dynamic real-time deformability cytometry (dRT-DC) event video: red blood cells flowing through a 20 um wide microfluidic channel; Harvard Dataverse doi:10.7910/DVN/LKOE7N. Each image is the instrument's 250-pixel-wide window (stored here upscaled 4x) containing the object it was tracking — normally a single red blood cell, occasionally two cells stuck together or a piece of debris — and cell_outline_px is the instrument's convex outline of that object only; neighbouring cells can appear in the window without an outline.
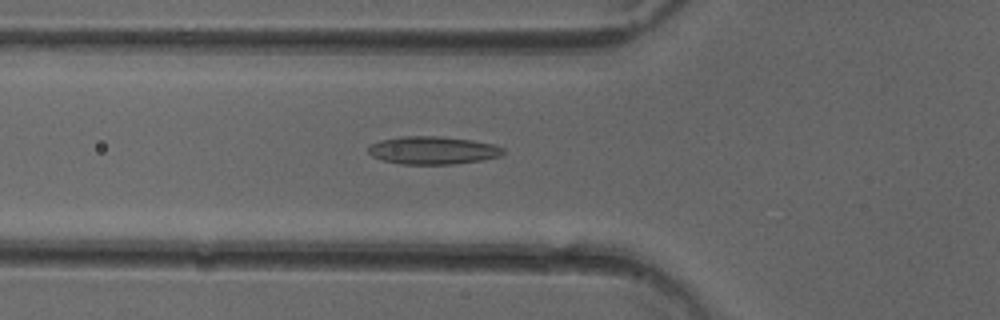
{"species": "common noctule bat (a hibernating species)", "species_latin": "Nyctalus noctula", "temperature_condition": "cold", "stored_images_in_passage": 45, "camera_frame_rate_fps": 3000, "um_per_image_px": 0.085, "animal": {"sex": "female"}, "frame": {"image": 1, "passage_image": 12, "time_ms": 3.667, "image_size_px": [1000, 320], "cell_outline_px": [[504, 152], [500, 156], [484, 160], [456, 164], [400, 164], [380, 160], [372, 156], [368, 152], [368, 148], [372, 144], [380, 140], [404, 136], [440, 136], [472, 140], [496, 144], [504, 148]], "centroid_in_image_um": [36.82, 12.78], "position_along_channel_um": 89.0, "area_um2": 22.14}}
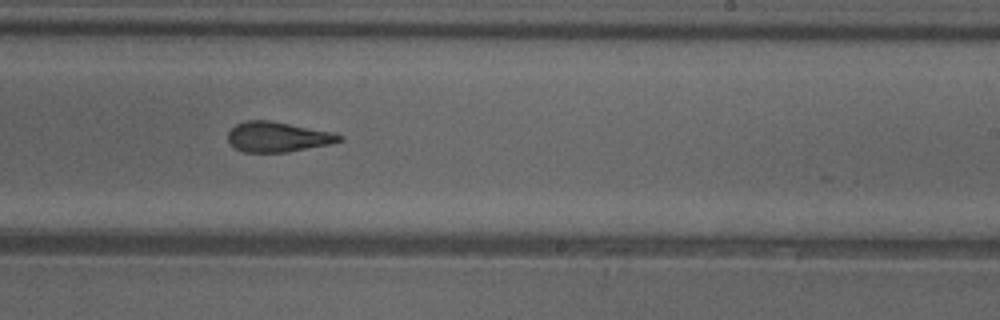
{"frame": {"image": 2, "passage_image": 25, "time_ms": 8.0, "image_size_px": [1000, 320], "cell_outline_px": [[344, 140], [332, 144], [288, 152], [244, 152], [236, 148], [228, 140], [228, 132], [236, 124], [248, 120], [268, 120], [332, 132], [344, 136]], "centroid_in_image_um": [23.64, 11.64], "position_along_channel_um": 265.4, "area_um2": 19.48}}
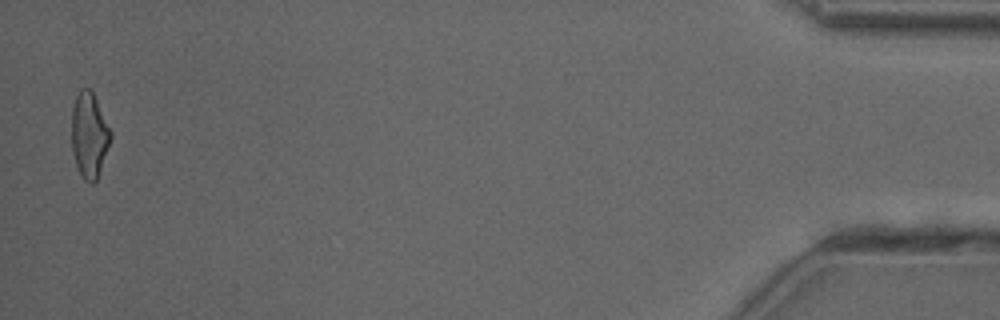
{"frame": {"image": 3, "passage_image": 44, "time_ms": 14.333, "image_size_px": [1000, 320], "cell_outline_px": [[112, 136], [96, 180], [92, 184], [88, 184], [84, 180], [76, 164], [72, 152], [72, 108], [76, 96], [80, 88], [88, 88], [92, 92], [112, 132]], "centroid_in_image_um": [7.57, 11.49], "position_along_channel_um": 427.6, "area_um2": 19.13}, "authors_computed_cell_mechanics": {"area_um2": 19.8832, "velocity_mm_per_s": 4.0479, "shape_relaxation_time_tau1_ms": null, "shape_relaxation_time_tau2_ms": 2.4375, "deformation_change_tau1": null, "deformation_change_tau2": 0.1187}}